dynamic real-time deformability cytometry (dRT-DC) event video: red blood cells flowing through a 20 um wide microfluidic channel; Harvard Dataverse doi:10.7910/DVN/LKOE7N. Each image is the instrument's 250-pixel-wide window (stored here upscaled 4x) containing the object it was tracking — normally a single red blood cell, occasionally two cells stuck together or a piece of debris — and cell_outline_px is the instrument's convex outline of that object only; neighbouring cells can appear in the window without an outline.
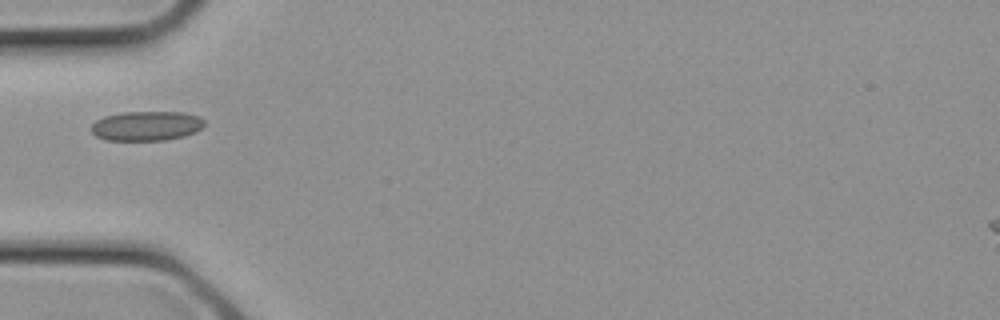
{"species": "common noctule bat (a hibernating species)", "species_latin": "Nyctalus noctula", "temperature_condition": "cold", "stored_images_in_passage": 2, "camera_frame_rate_fps": 3000, "um_per_image_px": 0.085, "animal": {"sex": "female", "body_mass_g": 21.9}, "frame": {"image": 1, "passage_image": 1, "time_ms": 0.0, "image_size_px": [1000, 320], "cell_outline_px": [[204, 124], [196, 132], [184, 136], [164, 140], [104, 140], [96, 136], [92, 132], [92, 124], [96, 120], [104, 116], [124, 112], [184, 112], [200, 116], [204, 120]], "centroid_in_image_um": [12.45, 10.7], "position_along_channel_um": 72.5, "area_um2": 19.54}}